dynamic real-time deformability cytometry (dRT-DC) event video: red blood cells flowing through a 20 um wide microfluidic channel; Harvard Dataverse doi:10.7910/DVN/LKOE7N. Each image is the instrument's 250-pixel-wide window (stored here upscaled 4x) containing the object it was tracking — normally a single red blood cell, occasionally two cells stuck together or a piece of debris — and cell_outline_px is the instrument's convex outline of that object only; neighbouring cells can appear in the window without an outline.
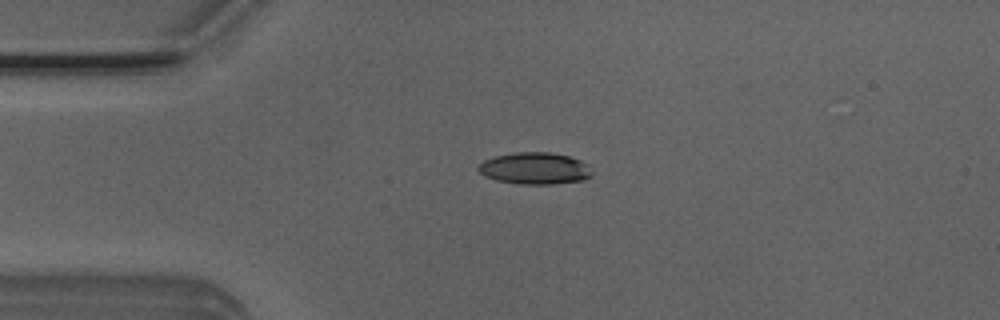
{"species": "Egyptian fruit bat (a non-hibernating species)", "species_latin": "Rousettus aegyptiacus", "temperature_condition": "room temperature", "stored_images_in_passage": 5, "camera_frame_rate_fps": 3000, "um_per_image_px": 0.085, "animal": {"sex": "male"}, "frame": {"image": 1, "passage_image": 5, "time_ms": 1.333, "image_size_px": [1000, 320], "cell_outline_px": [[592, 176], [584, 180], [552, 184], [520, 184], [496, 180], [484, 176], [476, 168], [484, 160], [492, 156], [516, 152], [548, 152], [568, 156], [580, 160], [588, 164], [592, 172]], "centroid_in_image_um": [45.45, 14.31], "position_along_channel_um": 39.5, "area_um2": 21.21}}